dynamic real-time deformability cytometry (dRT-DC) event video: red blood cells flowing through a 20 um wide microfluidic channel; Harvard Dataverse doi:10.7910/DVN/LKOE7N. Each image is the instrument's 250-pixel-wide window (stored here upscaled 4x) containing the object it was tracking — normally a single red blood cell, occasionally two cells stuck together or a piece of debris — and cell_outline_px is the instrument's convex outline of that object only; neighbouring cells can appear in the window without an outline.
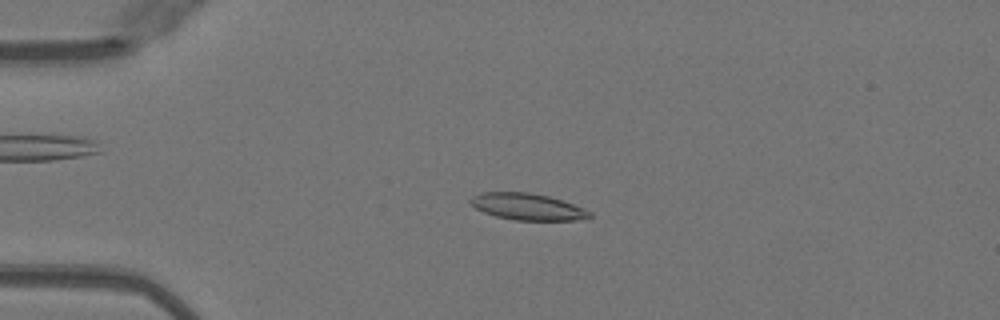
{"species": "Egyptian fruit bat (a non-hibernating species)", "species_latin": "Rousettus aegyptiacus", "temperature_condition": "warm", "stored_images_in_passage": 46, "camera_frame_rate_fps": 3000, "um_per_image_px": 0.085, "animal": {"sex": "female"}, "frame": {"image": 1, "passage_image": 8, "time_ms": 2.333, "image_size_px": [1000, 320], "cell_outline_px": [[592, 216], [576, 220], [516, 220], [496, 216], [484, 212], [476, 208], [468, 200], [472, 196], [480, 192], [528, 192], [548, 196], [584, 208], [592, 212]], "centroid_in_image_um": [44.81, 17.56], "position_along_channel_um": 40.2, "area_um2": 18.32}}
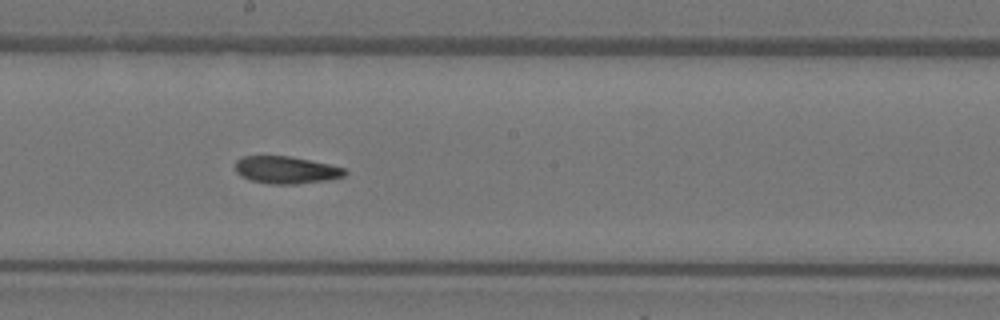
{"frame": {"image": 2, "passage_image": 24, "time_ms": 7.667, "image_size_px": [1000, 320], "cell_outline_px": [[348, 172], [344, 176], [328, 180], [296, 184], [272, 184], [248, 180], [240, 176], [236, 172], [236, 160], [240, 156], [288, 156], [328, 164], [344, 168]], "centroid_in_image_um": [24.28, 14.45], "position_along_channel_um": 223.9, "area_um2": 17.46}}
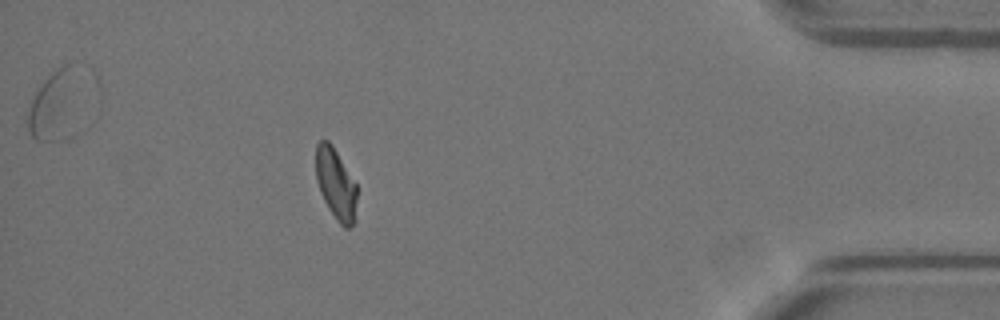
{"frame": {"image": 3, "passage_image": 41, "time_ms": 13.333, "image_size_px": [1000, 320], "cell_outline_px": [[356, 200], [352, 224], [348, 228], [344, 228], [336, 220], [328, 208], [320, 192], [316, 180], [316, 144], [320, 140], [328, 140], [332, 144], [356, 184]], "centroid_in_image_um": [28.51, 15.61], "position_along_channel_um": 406.7, "area_um2": 16.76}}